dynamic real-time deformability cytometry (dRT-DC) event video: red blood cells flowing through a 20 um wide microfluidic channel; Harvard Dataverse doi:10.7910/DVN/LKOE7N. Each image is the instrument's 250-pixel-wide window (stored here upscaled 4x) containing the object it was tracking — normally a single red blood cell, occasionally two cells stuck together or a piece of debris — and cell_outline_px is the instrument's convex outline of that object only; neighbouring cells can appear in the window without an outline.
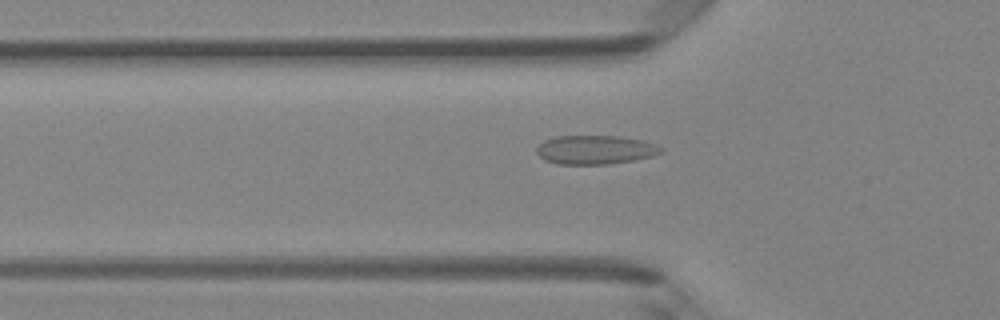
{"species": "Egyptian fruit bat (a non-hibernating species)", "species_latin": "Rousettus aegyptiacus", "temperature_condition": "room temperature", "stored_images_in_passage": 45, "camera_frame_rate_fps": 3000, "um_per_image_px": 0.085, "animal": {"sex": "female"}, "frame": {"image": 1, "passage_image": 13, "time_ms": 4.0, "image_size_px": [1000, 320], "cell_outline_px": [[664, 148], [660, 152], [652, 156], [632, 160], [608, 164], [556, 164], [544, 160], [536, 152], [536, 148], [544, 140], [556, 136], [620, 136], [644, 140], [656, 144]], "centroid_in_image_um": [50.58, 12.72], "position_along_channel_um": 75.2, "area_um2": 20.98}}
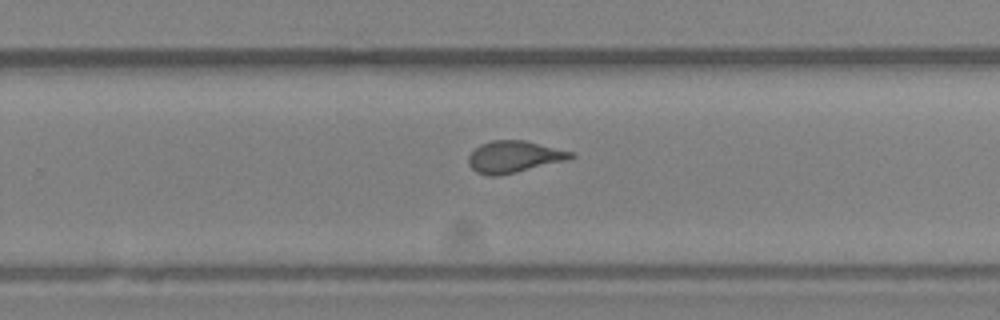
{"frame": {"image": 2, "passage_image": 28, "time_ms": 9.0, "image_size_px": [1000, 320], "cell_outline_px": [[576, 156], [568, 160], [500, 176], [488, 176], [476, 172], [468, 164], [468, 156], [480, 144], [492, 140], [524, 140], [572, 152]], "centroid_in_image_um": [43.67, 13.34], "position_along_channel_um": 286.1, "area_um2": 18.96}}
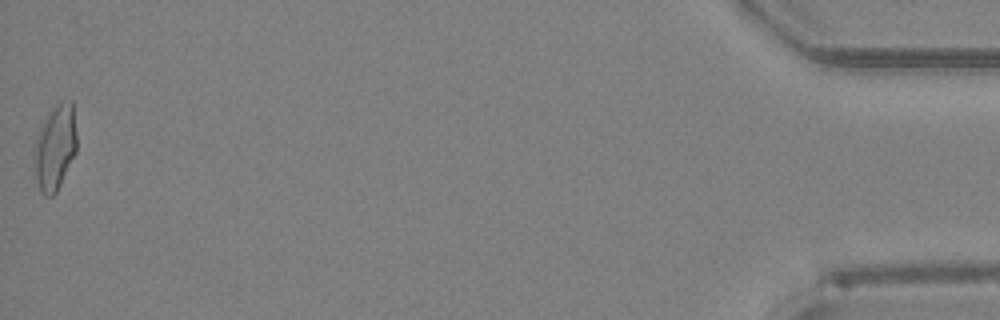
{"frame": {"image": 3, "passage_image": 45, "time_ms": 14.667, "image_size_px": [1000, 320], "cell_outline_px": [[76, 152], [56, 192], [52, 196], [44, 196], [36, 180], [36, 140], [48, 112], [56, 104], [68, 100], [72, 100], [76, 132]], "centroid_in_image_um": [4.72, 12.51], "position_along_channel_um": 430.5, "area_um2": 20.4}}